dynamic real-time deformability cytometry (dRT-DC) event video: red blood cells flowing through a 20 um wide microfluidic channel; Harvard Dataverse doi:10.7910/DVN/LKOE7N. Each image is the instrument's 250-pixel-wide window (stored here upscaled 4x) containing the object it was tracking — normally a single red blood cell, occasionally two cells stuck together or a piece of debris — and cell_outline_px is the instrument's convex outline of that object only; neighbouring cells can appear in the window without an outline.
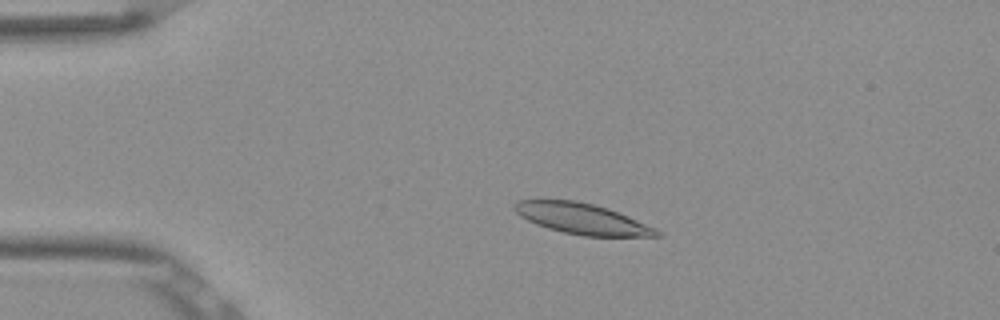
{"species": "Egyptian fruit bat (a non-hibernating species)", "species_latin": "Rousettus aegyptiacus", "temperature_condition": "room temperature", "stored_images_in_passage": 53, "camera_frame_rate_fps": 3000, "um_per_image_px": 0.085, "frame": {"image": 1, "passage_image": 12, "time_ms": 3.667, "image_size_px": [1000, 320], "cell_outline_px": [[660, 236], [584, 236], [564, 232], [548, 228], [536, 224], [520, 216], [512, 208], [512, 204], [516, 200], [576, 200], [608, 208], [628, 216], [656, 228], [660, 232]], "centroid_in_image_um": [49.44, 18.58], "position_along_channel_um": 35.6, "area_um2": 25.37}}
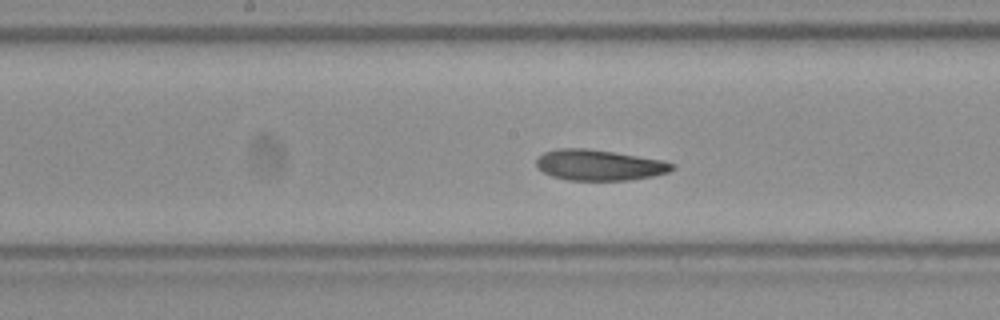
{"frame": {"image": 2, "passage_image": 28, "time_ms": 9.0, "image_size_px": [1000, 320], "cell_outline_px": [[676, 168], [668, 172], [652, 176], [628, 180], [568, 180], [552, 176], [544, 172], [536, 164], [536, 160], [544, 152], [556, 148], [588, 148], [664, 160], [676, 164]], "centroid_in_image_um": [50.96, 14.02], "position_along_channel_um": 197.2, "area_um2": 24.33}}
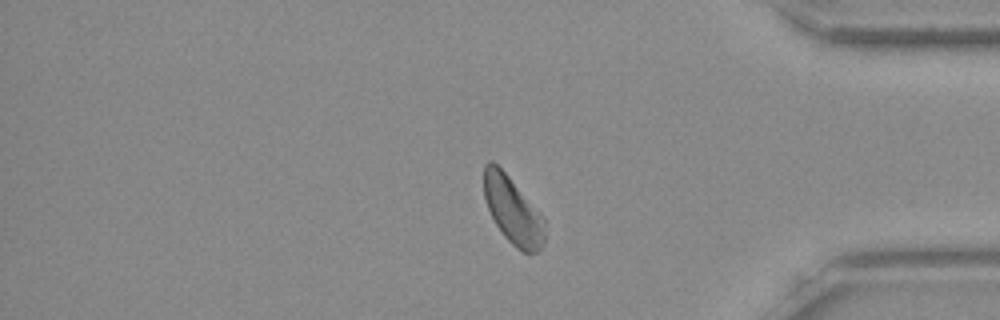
{"frame": {"image": 3, "passage_image": 45, "time_ms": 14.667, "image_size_px": [1000, 320], "cell_outline_px": [[544, 244], [536, 252], [524, 252], [516, 248], [504, 236], [496, 224], [488, 208], [484, 196], [484, 164], [488, 160], [492, 160], [508, 176], [544, 216]], "centroid_in_image_um": [43.59, 17.88], "position_along_channel_um": 391.6, "area_um2": 23.52}, "authors_computed_cell_mechanics": {"area_um2": 24.6806, "velocity_mm_per_s": 3.8251, "shape_relaxation_time_tau1_ms": 4.5495, "shape_relaxation_time_tau2_ms": 2.6154, "deformation_change_tau1": 0.1156, "deformation_change_tau2": 0.0979}}